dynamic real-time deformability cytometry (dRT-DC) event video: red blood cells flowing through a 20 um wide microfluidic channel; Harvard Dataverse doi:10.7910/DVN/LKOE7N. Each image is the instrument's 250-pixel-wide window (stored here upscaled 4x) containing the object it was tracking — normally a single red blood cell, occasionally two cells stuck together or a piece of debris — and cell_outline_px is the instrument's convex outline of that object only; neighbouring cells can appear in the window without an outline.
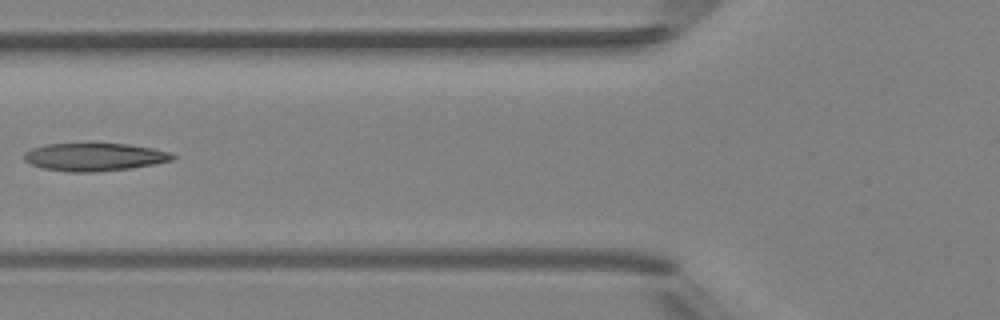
{"species": "Egyptian fruit bat (a non-hibernating species)", "species_latin": "Rousettus aegyptiacus", "temperature_condition": "room temperature", "stored_images_in_passage": 5, "camera_frame_rate_fps": 3000, "um_per_image_px": 0.085, "animal": {"sex": "female"}, "frame": {"image": 1, "passage_image": 5, "time_ms": 4.667, "image_size_px": [1000, 320], "cell_outline_px": [[176, 156], [172, 160], [152, 164], [128, 168], [96, 172], [68, 172], [44, 168], [32, 164], [24, 160], [24, 152], [32, 148], [44, 144], [128, 144], [152, 148], [172, 152]], "centroid_in_image_um": [8.02, 13.34], "position_along_channel_um": 117.8, "area_um2": 23.93}}